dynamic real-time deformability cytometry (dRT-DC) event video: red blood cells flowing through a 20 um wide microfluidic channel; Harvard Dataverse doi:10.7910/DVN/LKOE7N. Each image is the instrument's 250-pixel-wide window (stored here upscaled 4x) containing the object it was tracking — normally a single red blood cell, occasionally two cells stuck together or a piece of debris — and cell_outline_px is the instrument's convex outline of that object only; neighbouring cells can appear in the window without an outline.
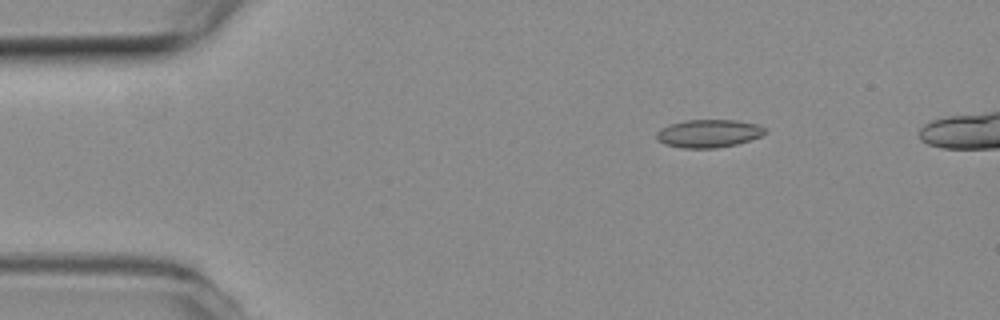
{"species": "common noctule bat (a hibernating species)", "species_latin": "Nyctalus noctula", "temperature_condition": "room temperature", "stored_images_in_passage": 5, "camera_frame_rate_fps": 3000, "um_per_image_px": 0.085, "animal": {"sex": "female", "body_mass_g": 19.3, "forearm_length_mm": 54.1}, "frame": {"image": 1, "passage_image": 2, "time_ms": 0.333, "image_size_px": [1000, 320], "cell_outline_px": [[764, 132], [760, 136], [736, 144], [716, 148], [680, 148], [664, 144], [656, 140], [656, 132], [660, 128], [684, 120], [736, 120], [760, 124], [764, 128]], "centroid_in_image_um": [60.18, 11.34], "position_along_channel_um": 24.8, "area_um2": 17.69}}